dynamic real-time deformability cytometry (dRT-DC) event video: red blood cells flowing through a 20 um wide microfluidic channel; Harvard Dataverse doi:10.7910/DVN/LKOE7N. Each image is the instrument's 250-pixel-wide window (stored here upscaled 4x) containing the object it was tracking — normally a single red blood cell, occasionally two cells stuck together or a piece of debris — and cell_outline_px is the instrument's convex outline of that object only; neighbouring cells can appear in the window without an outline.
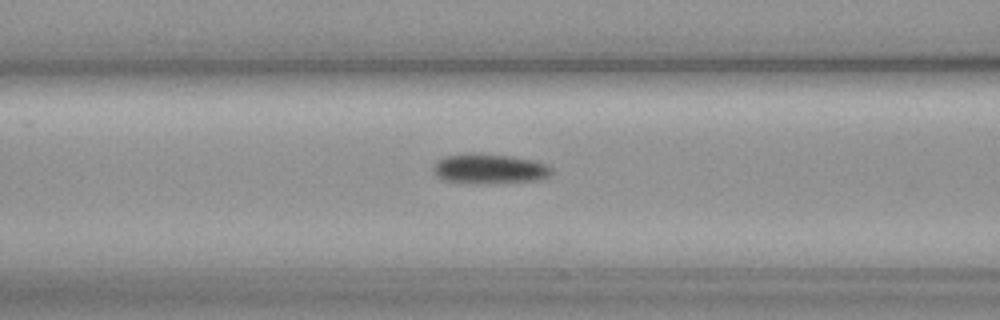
{"species": "common noctule bat (a hibernating species)", "species_latin": "Nyctalus noctula", "temperature_condition": "cold", "stored_images_in_passage": 45, "camera_frame_rate_fps": 3000, "um_per_image_px": 0.085, "animal": {"sex": "female", "body_mass_g": 19.3, "forearm_length_mm": 54.1}, "frame": {"image": 1, "passage_image": 11, "time_ms": 3.333, "image_size_px": [1000, 320], "cell_outline_px": [[552, 172], [548, 176], [540, 180], [476, 184], [440, 180], [432, 172], [432, 164], [436, 160], [444, 156], [472, 152], [480, 152], [512, 156], [536, 160], [548, 164], [552, 168]], "centroid_in_image_um": [41.55, 14.33], "position_along_channel_um": 125.1, "area_um2": 21.39}}
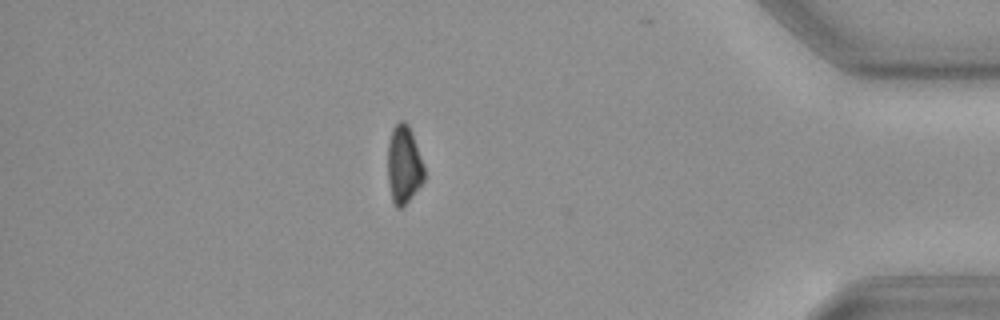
{"frame": {"image": 2, "passage_image": 37, "time_ms": 12.0, "image_size_px": [1000, 320], "cell_outline_px": [[424, 180], [408, 200], [400, 208], [396, 208], [392, 200], [388, 180], [388, 144], [392, 128], [400, 120], [404, 120], [408, 124], [412, 132], [424, 168]], "centroid_in_image_um": [34.31, 13.97], "position_along_channel_um": 400.9, "area_um2": 16.36}}
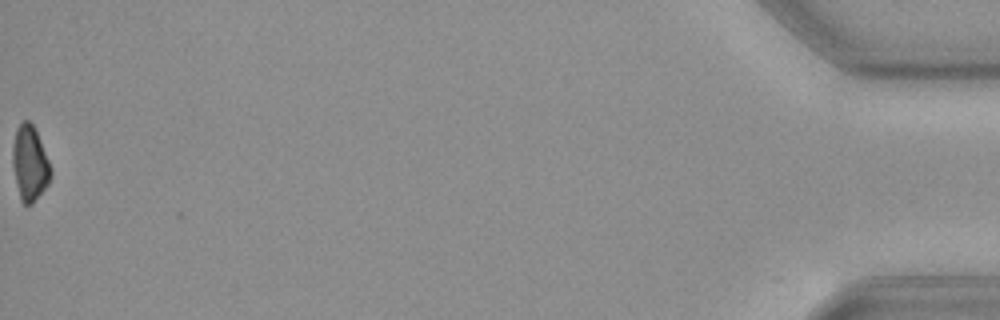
{"frame": {"image": 3, "passage_image": 45, "time_ms": 14.667, "image_size_px": [1000, 320], "cell_outline_px": [[52, 172], [48, 184], [32, 204], [24, 204], [20, 200], [12, 164], [12, 144], [16, 128], [24, 120], [28, 120], [32, 124], [40, 140], [48, 160]], "centroid_in_image_um": [2.51, 13.88], "position_along_channel_um": 432.7, "area_um2": 16.53}, "authors_computed_cell_mechanics": {"area_um2": 19.3052, "velocity_mm_per_s": 3.6837, "shape_relaxation_time_tau1_ms": 6.1451, "shape_relaxation_time_tau2_ms": null, "deformation_change_tau1": 0.1083, "deformation_change_tau2": null}}